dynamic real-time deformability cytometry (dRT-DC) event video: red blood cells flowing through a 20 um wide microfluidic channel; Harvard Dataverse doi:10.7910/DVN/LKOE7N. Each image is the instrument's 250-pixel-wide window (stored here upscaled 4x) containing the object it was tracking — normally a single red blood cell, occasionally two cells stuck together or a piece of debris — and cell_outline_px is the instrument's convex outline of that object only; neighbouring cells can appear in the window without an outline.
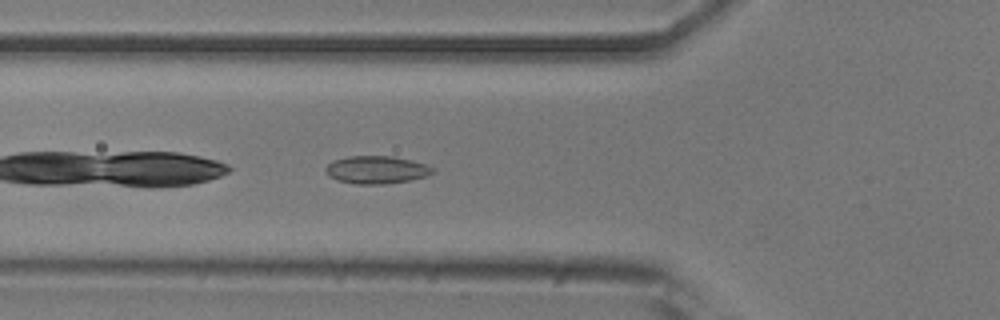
{"species": "common noctule bat (a hibernating species)", "species_latin": "Nyctalus noctula", "temperature_condition": "room temperature", "stored_images_in_passage": 36, "camera_frame_rate_fps": 3000, "um_per_image_px": 0.085, "animal": {"sex": "male", "body_mass_g": 20.5, "forearm_length_mm": 52.5}, "frame": {"image": 1, "passage_image": 3, "time_ms": 0.667, "image_size_px": [1000, 320], "cell_outline_px": [[436, 172], [428, 176], [408, 180], [384, 184], [356, 184], [336, 180], [328, 176], [324, 168], [332, 160], [348, 156], [392, 156], [412, 160], [424, 164], [432, 168]], "centroid_in_image_um": [31.97, 14.43], "position_along_channel_um": 93.8, "area_um2": 17.4}}
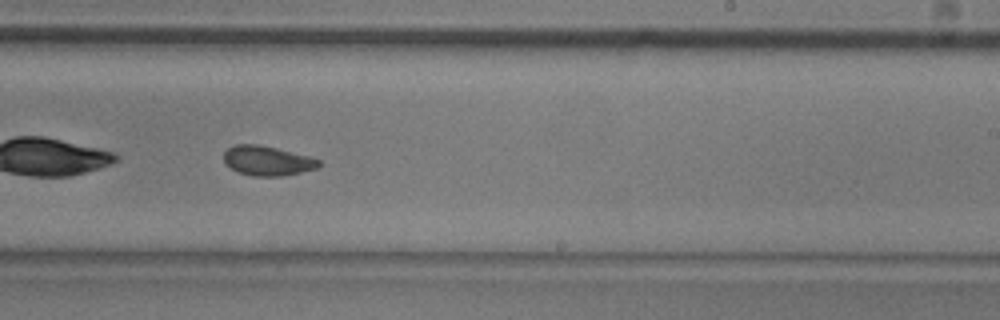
{"frame": {"image": 2, "passage_image": 17, "time_ms": 5.333, "image_size_px": [1000, 320], "cell_outline_px": [[320, 168], [280, 176], [252, 176], [236, 172], [224, 164], [224, 152], [228, 148], [236, 144], [256, 144], [276, 148], [308, 156], [320, 160]], "centroid_in_image_um": [22.69, 13.67], "position_along_channel_um": 266.3, "area_um2": 16.47}}
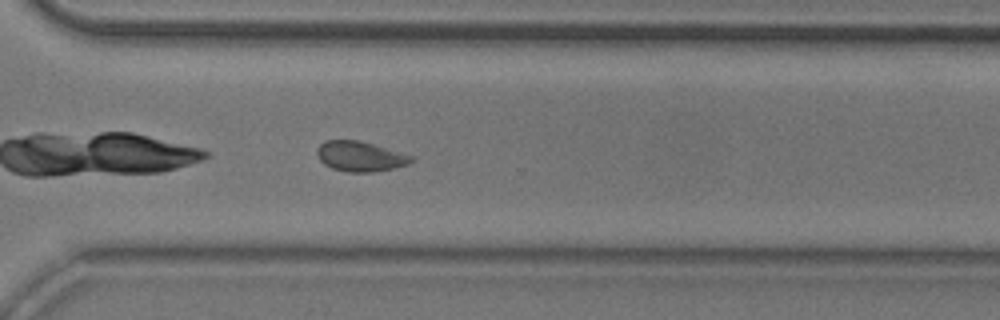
{"frame": {"image": 3, "passage_image": 23, "time_ms": 7.333, "image_size_px": [1000, 320], "cell_outline_px": [[412, 160], [408, 164], [396, 168], [372, 172], [348, 172], [332, 168], [324, 164], [316, 156], [316, 148], [324, 140], [360, 140], [412, 156]], "centroid_in_image_um": [30.56, 13.29], "position_along_channel_um": 340.0, "area_um2": 16.53}, "authors_computed_cell_mechanics": {"area_um2": 16.6464, "velocity_mm_per_s": 3.6939, "shape_relaxation_time_tau1_ms": null, "shape_relaxation_time_tau2_ms": 1.5167, "deformation_change_tau1": null, "deformation_change_tau2": 0.0477}}